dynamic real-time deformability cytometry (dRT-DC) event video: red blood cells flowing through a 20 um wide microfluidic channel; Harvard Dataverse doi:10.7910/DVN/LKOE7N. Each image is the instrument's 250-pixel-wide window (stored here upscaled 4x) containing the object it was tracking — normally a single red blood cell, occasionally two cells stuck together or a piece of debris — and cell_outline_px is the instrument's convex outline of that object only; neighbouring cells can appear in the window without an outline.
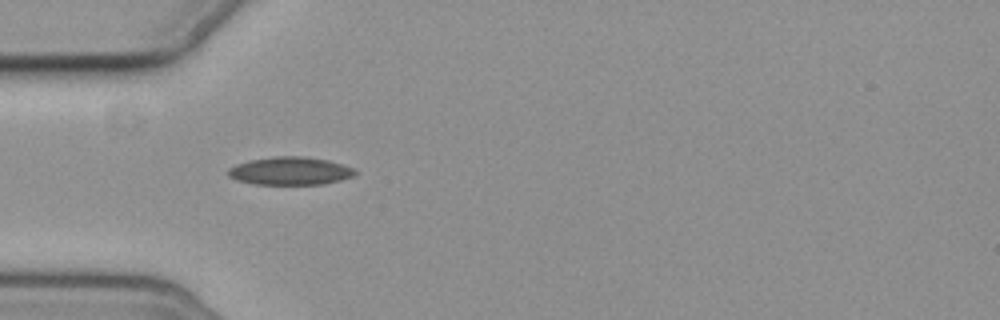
{"species": "common noctule bat (a hibernating species)", "species_latin": "Nyctalus noctula", "temperature_condition": "cold", "stored_images_in_passage": 2, "camera_frame_rate_fps": 3000, "um_per_image_px": 0.085, "animal": {"sex": "female", "body_mass_g": 19.3, "forearm_length_mm": 54.1}, "frame": {"image": 1, "passage_image": 1, "time_ms": 0.0, "image_size_px": [1000, 320], "cell_outline_px": [[356, 172], [352, 176], [340, 180], [324, 184], [256, 184], [236, 180], [228, 176], [228, 168], [236, 164], [248, 160], [276, 156], [304, 156], [328, 160], [352, 168]], "centroid_in_image_um": [24.61, 14.52], "position_along_channel_um": 60.4, "area_um2": 20.58}}
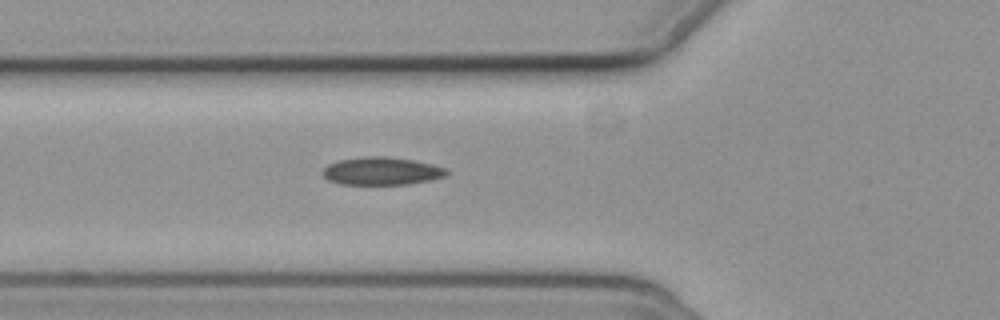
{"frame": {"image": 2, "passage_image": 2, "time_ms": 1.0, "image_size_px": [1000, 320], "cell_outline_px": [[448, 172], [444, 176], [428, 180], [408, 184], [340, 184], [328, 180], [320, 172], [328, 164], [340, 160], [364, 156], [384, 156], [412, 160], [432, 164], [444, 168]], "centroid_in_image_um": [32.38, 14.54], "position_along_channel_um": 93.4, "area_um2": 19.88}}